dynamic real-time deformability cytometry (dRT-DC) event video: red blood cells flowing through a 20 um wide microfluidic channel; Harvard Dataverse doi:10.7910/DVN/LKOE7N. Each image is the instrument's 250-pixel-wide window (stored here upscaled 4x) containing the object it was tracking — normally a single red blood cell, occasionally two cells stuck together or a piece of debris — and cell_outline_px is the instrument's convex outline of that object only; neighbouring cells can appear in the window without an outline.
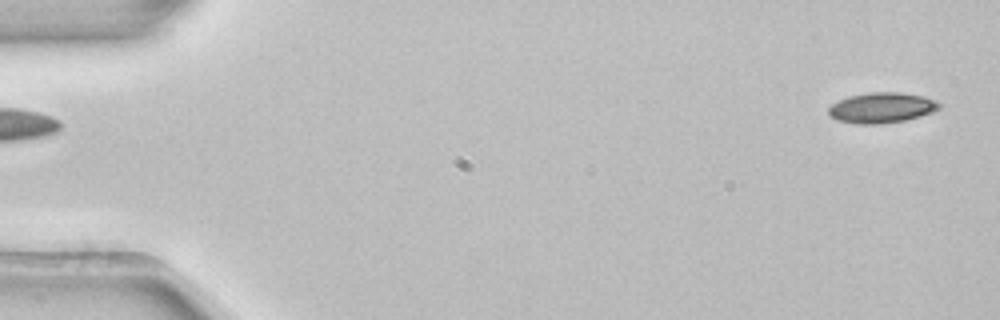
{"species": "common noctule bat (a hibernating species)", "species_latin": "Nyctalus noctula", "temperature_condition": "room temperature", "stored_images_in_passage": 3, "segment_of_instrument_passage": [2, 2], "camera_frame_rate_fps": 3000, "um_per_image_px": 0.085, "animal": {"sex": "female", "body_mass_g": 22.7, "forearm_length_mm": 54.2}, "frame": {"image": 1, "passage_image": 3, "time_ms": 0.667, "image_size_px": [1000, 320], "cell_outline_px": [[940, 108], [932, 112], [920, 116], [904, 120], [880, 124], [856, 124], [836, 120], [828, 112], [828, 108], [832, 104], [848, 96], [868, 92], [900, 92], [924, 96], [936, 100], [940, 104]], "centroid_in_image_um": [74.94, 9.15], "position_along_channel_um": 10.1, "area_um2": 19.65}}